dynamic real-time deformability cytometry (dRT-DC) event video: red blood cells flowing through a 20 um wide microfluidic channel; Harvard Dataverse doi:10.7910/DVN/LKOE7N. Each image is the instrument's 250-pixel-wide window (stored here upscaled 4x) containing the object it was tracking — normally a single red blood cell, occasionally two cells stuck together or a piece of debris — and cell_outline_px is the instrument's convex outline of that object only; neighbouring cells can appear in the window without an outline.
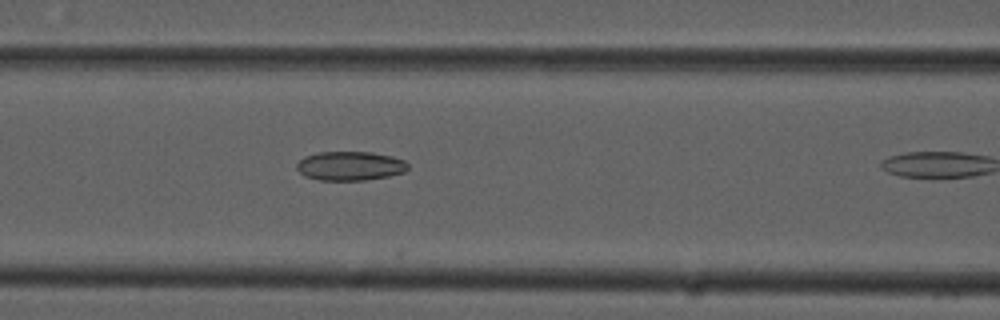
{"species": "common noctule bat (a hibernating species)", "species_latin": "Nyctalus noctula", "temperature_condition": "cold", "stored_images_in_passage": 10, "camera_frame_rate_fps": 3000, "um_per_image_px": 0.085, "animal": {"sex": "male", "forearm_length_mm": 52.5}, "frame": {"image": 1, "passage_image": 9, "time_ms": 2.667, "image_size_px": [1000, 320], "cell_outline_px": [[408, 168], [404, 172], [388, 176], [364, 180], [320, 180], [304, 176], [296, 168], [296, 164], [304, 156], [320, 152], [372, 152], [392, 156], [404, 160], [408, 164]], "centroid_in_image_um": [29.75, 14.1], "position_along_channel_um": 136.8, "area_um2": 18.84}}